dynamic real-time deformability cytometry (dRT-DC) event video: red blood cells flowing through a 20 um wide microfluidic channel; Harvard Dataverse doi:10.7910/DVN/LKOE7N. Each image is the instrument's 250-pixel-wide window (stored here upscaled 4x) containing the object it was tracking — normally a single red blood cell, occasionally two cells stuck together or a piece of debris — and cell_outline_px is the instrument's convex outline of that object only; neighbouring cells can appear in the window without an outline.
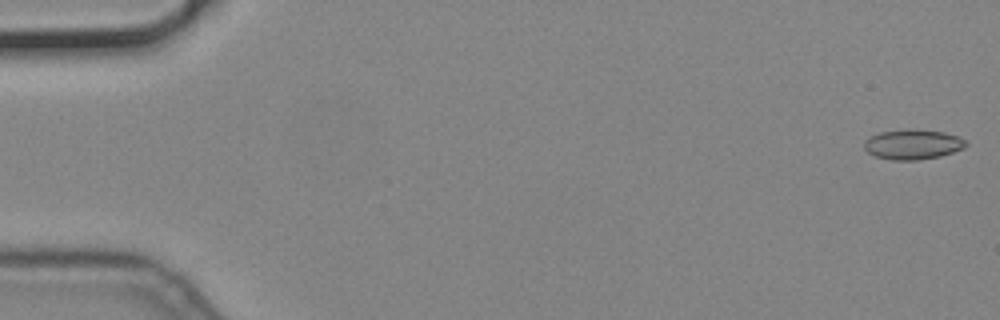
{"species": "common noctule bat (a hibernating species)", "species_latin": "Nyctalus noctula", "temperature_condition": "cold", "stored_images_in_passage": 54, "camera_frame_rate_fps": 3000, "um_per_image_px": 0.085, "animal": {"sex": "male", "body_mass_g": 19.2, "forearm_length_mm": 51.8}, "frame": {"image": 1, "passage_image": 1, "time_ms": 0.0, "image_size_px": [1000, 320], "cell_outline_px": [[968, 144], [964, 148], [940, 156], [920, 160], [892, 160], [876, 156], [868, 152], [864, 148], [864, 140], [880, 132], [908, 128], [944, 132], [968, 140]], "centroid_in_image_um": [77.6, 12.27], "position_along_channel_um": 7.4, "area_um2": 17.86}}
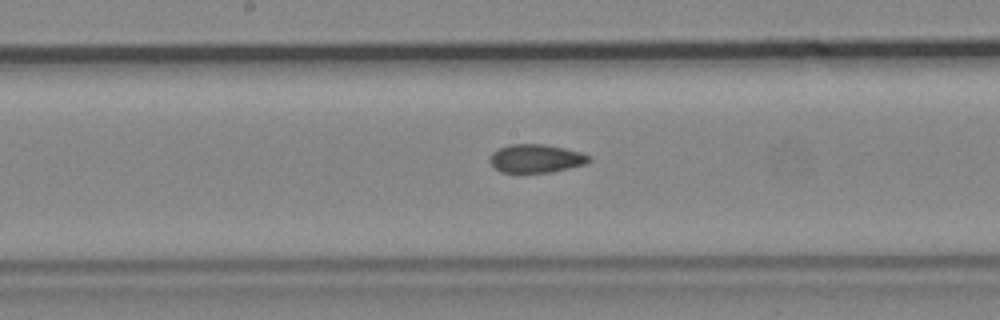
{"frame": {"image": 2, "passage_image": 29, "time_ms": 9.333, "image_size_px": [1000, 320], "cell_outline_px": [[592, 160], [584, 164], [552, 172], [516, 176], [500, 172], [488, 160], [488, 156], [492, 152], [508, 144], [544, 144], [564, 148], [580, 152], [592, 156]], "centroid_in_image_um": [45.5, 13.52], "position_along_channel_um": 202.7, "area_um2": 17.17}}
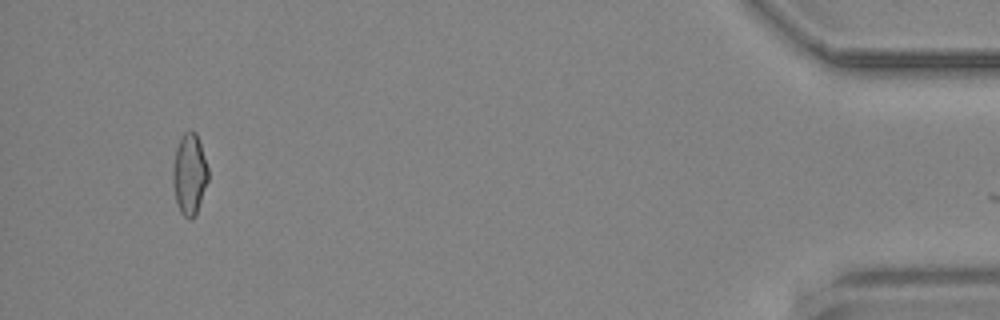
{"frame": {"image": 3, "passage_image": 53, "time_ms": 17.333, "image_size_px": [1000, 320], "cell_outline_px": [[208, 180], [196, 216], [192, 220], [188, 220], [180, 212], [176, 204], [172, 180], [172, 168], [176, 148], [180, 136], [184, 132], [192, 128], [196, 132], [208, 168]], "centroid_in_image_um": [16.09, 14.82], "position_along_channel_um": 419.1, "area_um2": 17.05}}